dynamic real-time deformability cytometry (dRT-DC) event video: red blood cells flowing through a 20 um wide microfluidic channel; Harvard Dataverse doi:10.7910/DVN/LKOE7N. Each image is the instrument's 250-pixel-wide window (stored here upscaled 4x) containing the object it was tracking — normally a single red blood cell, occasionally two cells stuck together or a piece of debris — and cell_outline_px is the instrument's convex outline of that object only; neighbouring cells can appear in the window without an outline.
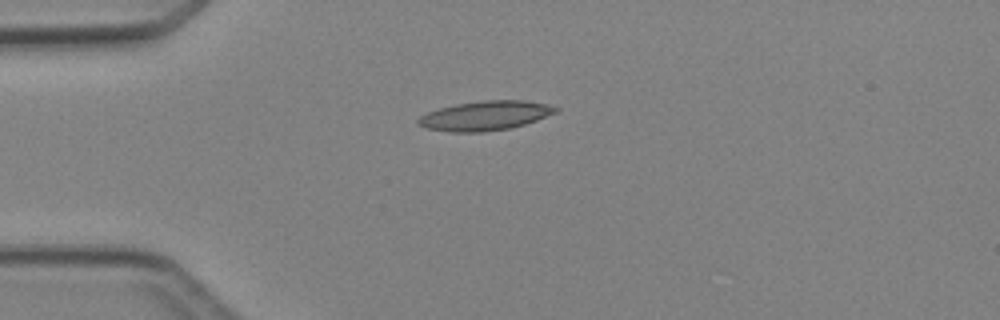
{"species": "Egyptian fruit bat (a non-hibernating species)", "species_latin": "Rousettus aegyptiacus", "temperature_condition": "cold", "stored_images_in_passage": 3, "camera_frame_rate_fps": 3000, "um_per_image_px": 0.085, "animal": {"sex": "female"}, "frame": {"image": 1, "passage_image": 3, "time_ms": 2.333, "image_size_px": [1000, 320], "cell_outline_px": [[560, 108], [556, 112], [536, 120], [524, 124], [508, 128], [480, 132], [452, 132], [424, 128], [416, 124], [416, 120], [420, 116], [428, 112], [440, 108], [456, 104], [484, 100], [524, 100], [548, 104]], "centroid_in_image_um": [41.21, 9.83], "position_along_channel_um": 43.8, "area_um2": 23.47}}